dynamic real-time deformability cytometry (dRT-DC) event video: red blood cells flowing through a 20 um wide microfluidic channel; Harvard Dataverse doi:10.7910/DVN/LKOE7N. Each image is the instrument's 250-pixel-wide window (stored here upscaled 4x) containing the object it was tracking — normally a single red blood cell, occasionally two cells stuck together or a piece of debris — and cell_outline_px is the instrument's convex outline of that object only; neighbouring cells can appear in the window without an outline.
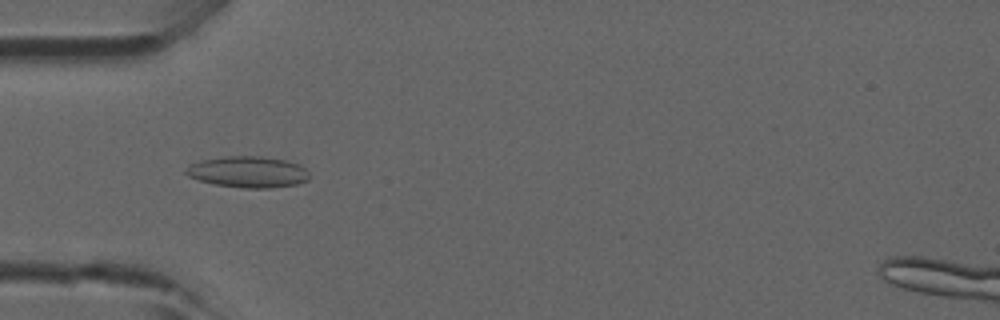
{"species": "common noctule bat (a hibernating species)", "species_latin": "Nyctalus noctula", "temperature_condition": "room temperature", "stored_images_in_passage": 33, "camera_frame_rate_fps": 3000, "um_per_image_px": 0.085, "animal": {"sex": "male", "forearm_length_mm": 52.5}, "frame": {"image": 1, "passage_image": 1, "time_ms": 0.0, "image_size_px": [1000, 320], "cell_outline_px": [[308, 180], [296, 184], [268, 188], [244, 188], [216, 184], [200, 180], [188, 176], [184, 172], [192, 164], [200, 160], [224, 156], [260, 156], [284, 160], [300, 164], [308, 172]], "centroid_in_image_um": [21.09, 14.61], "position_along_channel_um": 63.9, "area_um2": 22.25}}
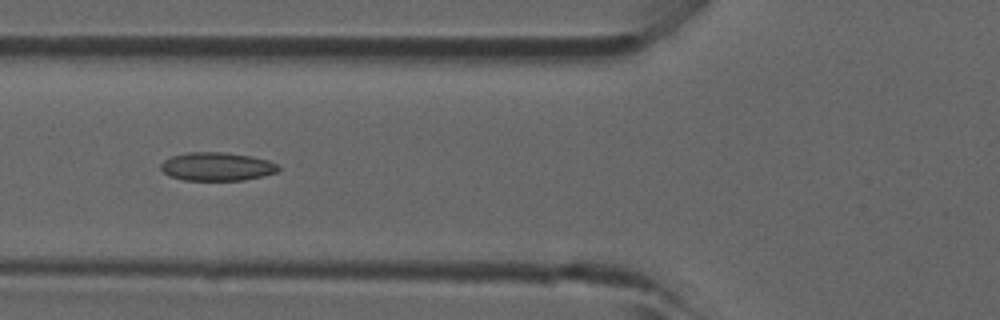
{"frame": {"image": 2, "passage_image": 4, "time_ms": 1.0, "image_size_px": [1000, 320], "cell_outline_px": [[280, 168], [276, 172], [244, 180], [184, 180], [168, 176], [160, 168], [160, 164], [164, 160], [172, 156], [188, 152], [224, 152], [252, 156], [268, 160], [276, 164]], "centroid_in_image_um": [18.4, 14.15], "position_along_channel_um": 107.4, "area_um2": 19.42}}
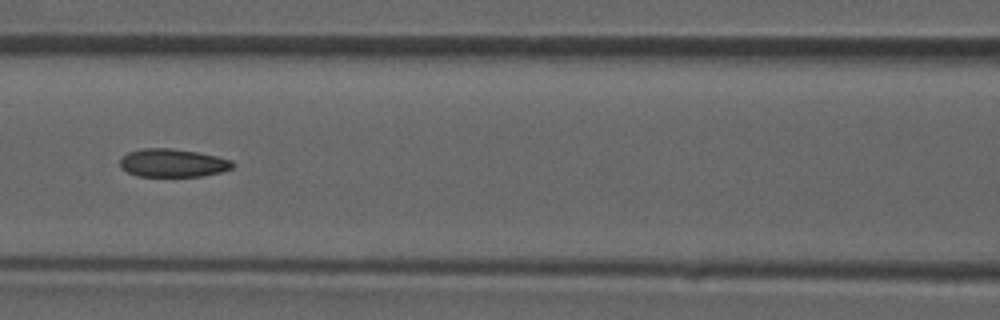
{"frame": {"image": 3, "passage_image": 7, "time_ms": 2.0, "image_size_px": [1000, 320], "cell_outline_px": [[236, 164], [232, 168], [220, 172], [204, 176], [136, 176], [128, 172], [120, 164], [120, 160], [128, 152], [144, 148], [172, 148], [196, 152], [216, 156], [232, 160]], "centroid_in_image_um": [14.72, 13.85], "position_along_channel_um": 151.9, "area_um2": 18.38}}